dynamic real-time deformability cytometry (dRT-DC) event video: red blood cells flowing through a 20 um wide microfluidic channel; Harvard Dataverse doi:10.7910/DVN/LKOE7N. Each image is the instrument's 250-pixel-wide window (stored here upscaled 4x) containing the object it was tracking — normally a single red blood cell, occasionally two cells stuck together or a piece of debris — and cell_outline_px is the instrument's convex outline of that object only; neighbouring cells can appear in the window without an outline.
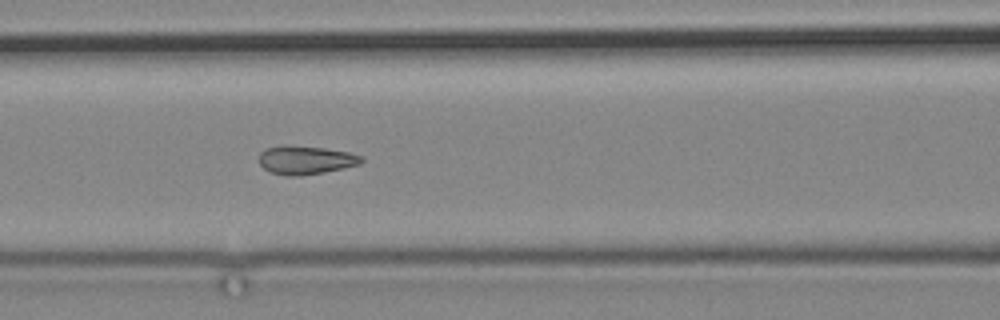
{"species": "common noctule bat (a hibernating species)", "species_latin": "Nyctalus noctula", "temperature_condition": "cold", "stored_images_in_passage": 11, "camera_frame_rate_fps": 3000, "um_per_image_px": 0.085, "animal": {"sex": "male", "body_mass_g": 19.2, "forearm_length_mm": 51.8}, "frame": {"image": 1, "passage_image": 11, "time_ms": 12.333, "image_size_px": [1000, 320], "cell_outline_px": [[364, 160], [360, 164], [344, 168], [324, 172], [300, 176], [284, 176], [272, 172], [264, 168], [260, 164], [260, 152], [264, 148], [324, 148], [348, 152], [364, 156]], "centroid_in_image_um": [26.05, 13.65], "position_along_channel_um": 140.5, "area_um2": 16.36}}